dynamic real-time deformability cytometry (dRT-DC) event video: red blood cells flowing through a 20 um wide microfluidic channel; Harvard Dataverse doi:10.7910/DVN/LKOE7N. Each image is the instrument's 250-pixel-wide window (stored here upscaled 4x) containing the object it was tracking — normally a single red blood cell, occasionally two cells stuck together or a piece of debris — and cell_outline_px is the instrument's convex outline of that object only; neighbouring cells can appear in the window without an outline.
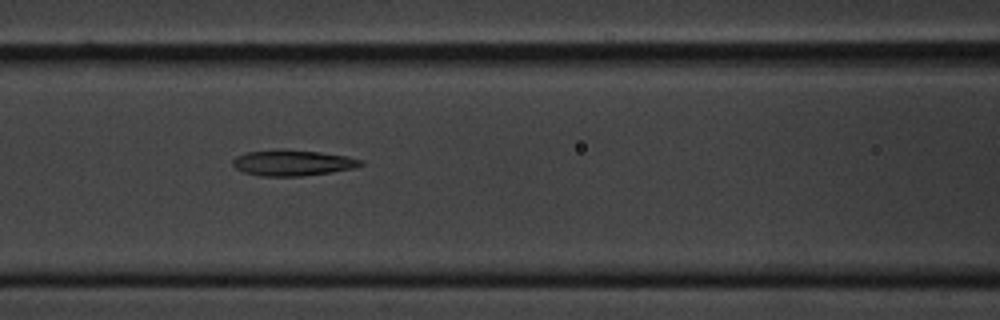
{"species": "common noctule bat (a hibernating species)", "species_latin": "Nyctalus noctula", "temperature_condition": "cold", "stored_images_in_passage": 8, "camera_frame_rate_fps": 3000, "um_per_image_px": 0.085, "animal": {"sex": "male", "body_mass_g": 20.1, "forearm_length_mm": 53.5}, "frame": {"image": 1, "passage_image": 3, "time_ms": 0.667, "image_size_px": [1000, 320], "cell_outline_px": [[364, 164], [352, 168], [332, 172], [300, 176], [260, 176], [244, 172], [236, 168], [232, 164], [232, 160], [236, 156], [244, 152], [276, 148], [284, 148], [320, 152], [348, 156], [364, 160]], "centroid_in_image_um": [24.85, 13.81], "position_along_channel_um": 141.8, "area_um2": 19.65}}
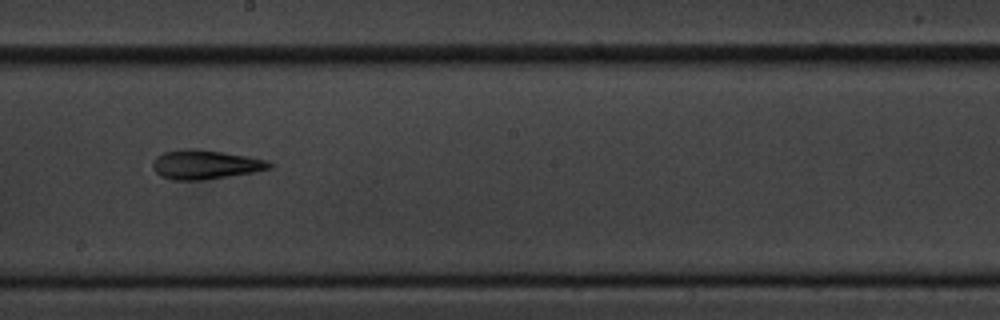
{"frame": {"image": 2, "passage_image": 5, "time_ms": 1.333, "image_size_px": [1000, 320], "cell_outline_px": [[276, 164], [272, 168], [252, 172], [204, 180], [172, 180], [160, 176], [152, 168], [152, 160], [156, 156], [164, 152], [184, 148], [192, 148], [248, 156], [268, 160]], "centroid_in_image_um": [17.44, 13.99], "position_along_channel_um": 230.8, "area_um2": 20.0}}
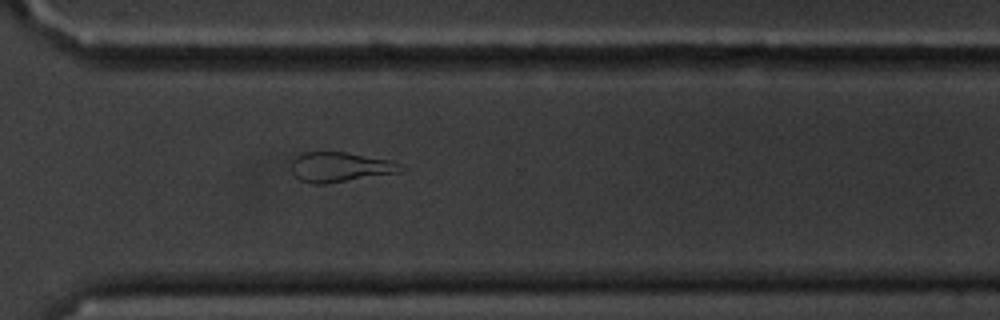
{"frame": {"image": 3, "passage_image": 8, "time_ms": 2.333, "image_size_px": [1000, 320], "cell_outline_px": [[408, 168], [400, 172], [328, 184], [312, 184], [300, 180], [292, 172], [292, 160], [296, 156], [304, 152], [344, 152], [392, 160]], "centroid_in_image_um": [28.94, 14.21], "position_along_channel_um": 341.7, "area_um2": 19.19}}